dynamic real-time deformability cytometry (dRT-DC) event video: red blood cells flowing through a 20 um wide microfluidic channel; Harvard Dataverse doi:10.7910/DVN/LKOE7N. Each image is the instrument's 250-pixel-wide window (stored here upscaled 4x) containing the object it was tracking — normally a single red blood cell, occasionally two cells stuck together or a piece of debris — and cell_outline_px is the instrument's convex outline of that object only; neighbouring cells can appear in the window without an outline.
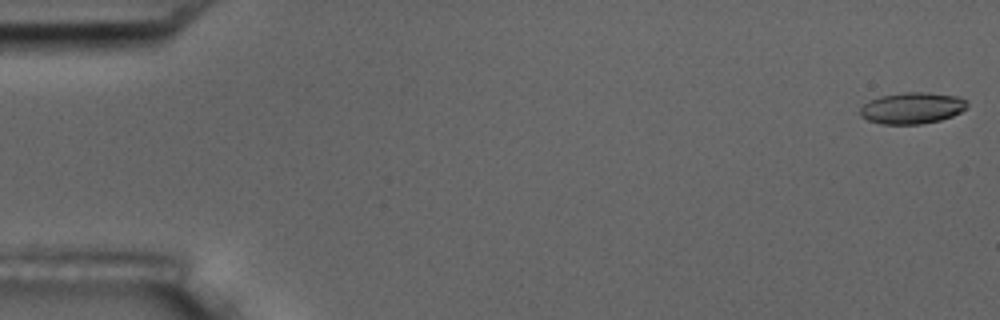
{"species": "common noctule bat (a hibernating species)", "species_latin": "Nyctalus noctula", "temperature_condition": "room temperature", "stored_images_in_passage": 6, "camera_frame_rate_fps": 3000, "um_per_image_px": 0.085, "animal": {"sex": "male", "body_mass_g": 17.5, "forearm_length_mm": 52.3}, "frame": {"image": 1, "passage_image": 1, "time_ms": 0.0, "image_size_px": [1000, 320], "cell_outline_px": [[968, 108], [952, 116], [940, 120], [920, 124], [880, 124], [868, 120], [860, 116], [860, 108], [868, 100], [880, 96], [904, 92], [928, 92], [960, 96], [968, 100]], "centroid_in_image_um": [77.56, 9.17], "position_along_channel_um": 7.4, "area_um2": 19.88}}
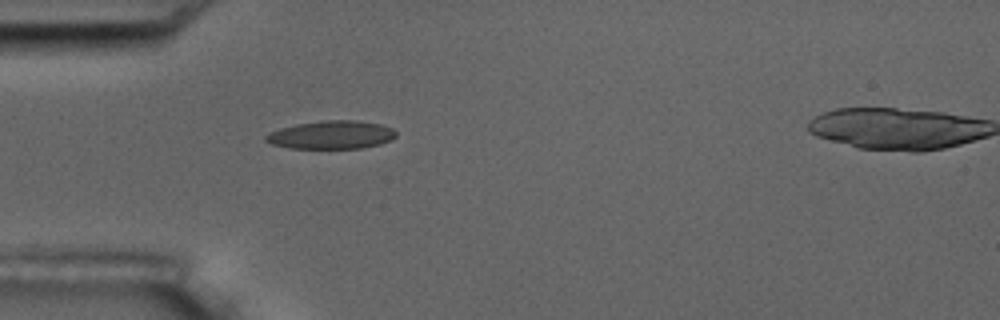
{"frame": {"image": 2, "passage_image": 5, "time_ms": 5.333, "image_size_px": [1000, 320], "cell_outline_px": [[396, 136], [392, 140], [380, 144], [360, 148], [292, 148], [272, 144], [264, 140], [264, 136], [268, 132], [280, 128], [296, 124], [324, 120], [356, 120], [380, 124], [392, 128], [396, 132]], "centroid_in_image_um": [28.16, 11.46], "position_along_channel_um": 56.8, "area_um2": 21.44}}